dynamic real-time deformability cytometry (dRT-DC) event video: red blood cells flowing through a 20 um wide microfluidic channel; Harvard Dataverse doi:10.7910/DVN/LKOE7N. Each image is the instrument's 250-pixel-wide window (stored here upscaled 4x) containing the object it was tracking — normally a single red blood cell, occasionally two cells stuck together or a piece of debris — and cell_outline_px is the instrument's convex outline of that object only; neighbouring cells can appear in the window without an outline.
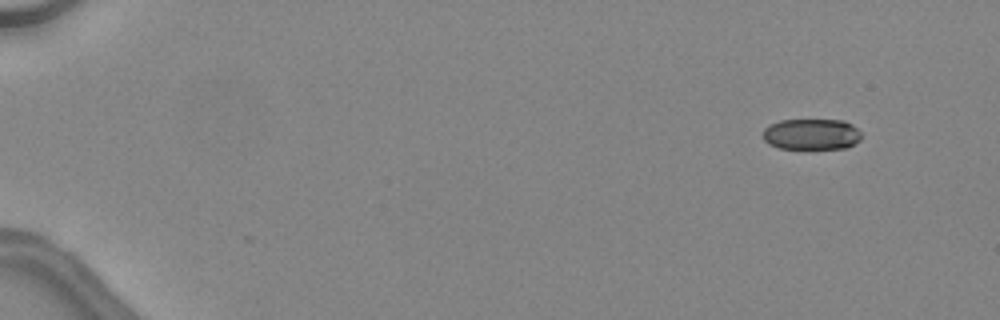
{"species": "common noctule bat (a hibernating species)", "species_latin": "Nyctalus noctula", "temperature_condition": "warm", "stored_images_in_passage": 44, "camera_frame_rate_fps": 3000, "um_per_image_px": 0.085, "animal": {"sex": "female", "body_mass_g": 24.6, "forearm_length_mm": 56.2}, "frame": {"image": 1, "passage_image": 1, "time_ms": 0.0, "image_size_px": [1000, 320], "cell_outline_px": [[860, 140], [848, 148], [808, 152], [780, 148], [768, 144], [764, 140], [764, 128], [768, 124], [780, 120], [844, 120], [852, 124], [860, 132]], "centroid_in_image_um": [68.97, 11.47], "position_along_channel_um": 16.0, "area_um2": 18.79}}
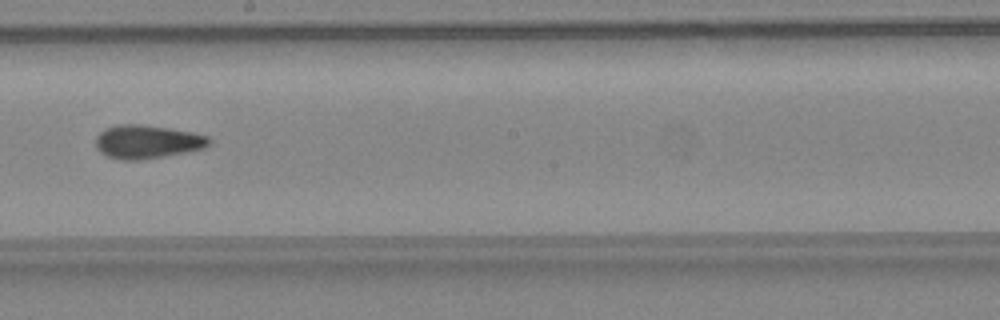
{"frame": {"image": 2, "passage_image": 26, "time_ms": 8.333, "image_size_px": [1000, 320], "cell_outline_px": [[212, 144], [204, 148], [164, 156], [140, 160], [120, 160], [108, 156], [100, 152], [96, 148], [96, 136], [104, 128], [116, 124], [140, 124], [168, 128], [192, 132], [208, 136], [212, 140]], "centroid_in_image_um": [12.5, 12.04], "position_along_channel_um": 235.7, "area_um2": 22.25}}
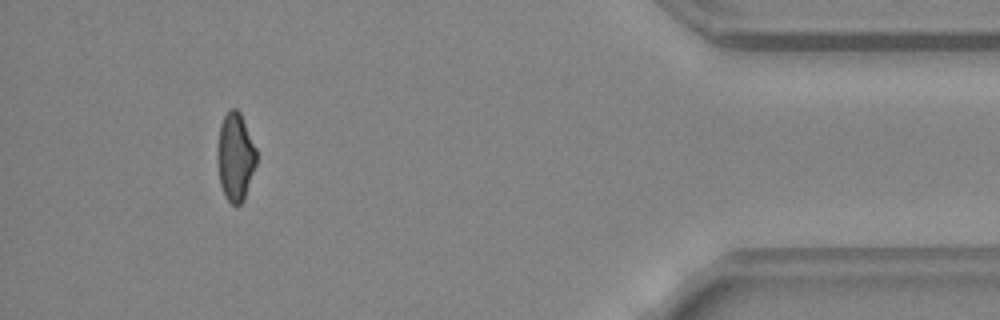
{"frame": {"image": 3, "passage_image": 41, "time_ms": 13.333, "image_size_px": [1000, 320], "cell_outline_px": [[256, 164], [244, 200], [240, 204], [232, 204], [224, 196], [220, 184], [216, 156], [216, 152], [220, 124], [224, 116], [232, 108], [236, 108], [240, 112], [256, 148]], "centroid_in_image_um": [19.99, 13.34], "position_along_channel_um": 415.2, "area_um2": 20.11}, "authors_computed_cell_mechanics": {"area_um2": 20.8947, "velocity_mm_per_s": 4.5607, "shape_relaxation_time_tau1_ms": 6.0709, "shape_relaxation_time_tau2_ms": 1.9663, "deformation_change_tau1": 0.145, "deformation_change_tau2": 0.0957}}